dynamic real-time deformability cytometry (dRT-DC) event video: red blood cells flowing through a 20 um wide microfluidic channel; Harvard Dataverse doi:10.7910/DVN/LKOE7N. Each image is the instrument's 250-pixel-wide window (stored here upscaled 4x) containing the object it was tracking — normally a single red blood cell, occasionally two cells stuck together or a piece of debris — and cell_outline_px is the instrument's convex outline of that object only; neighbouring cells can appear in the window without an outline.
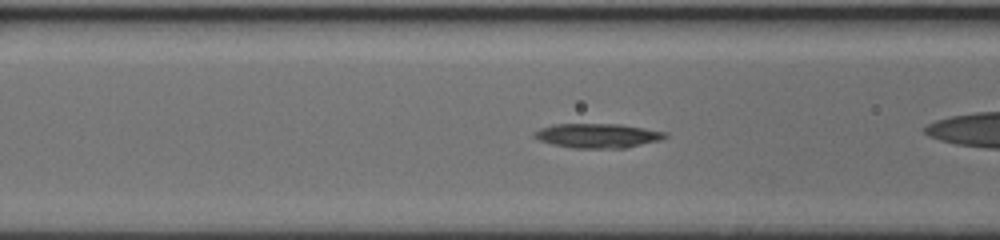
{"species": "human", "species_latin": "Homo sapiens", "temperature_condition": "cold", "stored_images_in_passage": 58, "camera_frame_rate_fps": 3000, "um_per_image_px": 0.085, "donor": {"sex": "female"}, "frame": {"image": 1, "passage_image": 21, "time_ms": 6.667, "image_size_px": [1000, 240], "cell_outline_px": [[668, 136], [660, 140], [624, 148], [572, 148], [552, 144], [540, 140], [532, 136], [532, 132], [540, 128], [552, 124], [620, 124], [668, 132]], "centroid_in_image_um": [50.77, 11.53], "position_along_channel_um": 115.8, "area_um2": 18.67}}
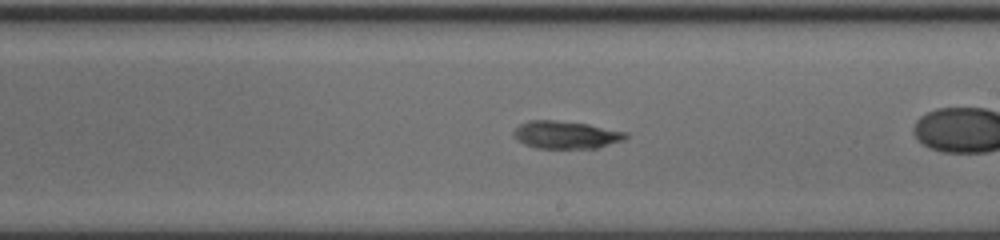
{"frame": {"image": 2, "passage_image": 32, "time_ms": 10.333, "image_size_px": [1000, 240], "cell_outline_px": [[628, 136], [624, 140], [596, 148], [536, 148], [524, 144], [516, 140], [512, 136], [512, 132], [520, 124], [528, 120], [552, 120], [588, 124], [628, 132]], "centroid_in_image_um": [48.08, 11.46], "position_along_channel_um": 240.9, "area_um2": 18.15}}
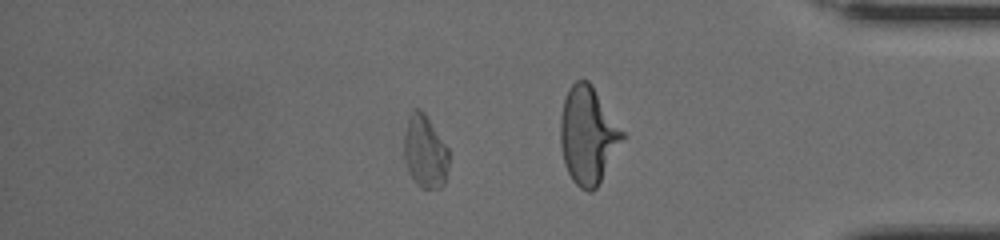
{"frame": {"image": 3, "passage_image": 49, "time_ms": 16.0, "image_size_px": [1000, 240], "cell_outline_px": [[448, 168], [444, 184], [440, 188], [420, 188], [416, 184], [408, 172], [404, 160], [404, 136], [408, 120], [412, 112], [416, 108], [420, 108], [424, 112], [448, 148]], "centroid_in_image_um": [36.12, 12.92], "position_along_channel_um": 399.1, "area_um2": 19.02}}